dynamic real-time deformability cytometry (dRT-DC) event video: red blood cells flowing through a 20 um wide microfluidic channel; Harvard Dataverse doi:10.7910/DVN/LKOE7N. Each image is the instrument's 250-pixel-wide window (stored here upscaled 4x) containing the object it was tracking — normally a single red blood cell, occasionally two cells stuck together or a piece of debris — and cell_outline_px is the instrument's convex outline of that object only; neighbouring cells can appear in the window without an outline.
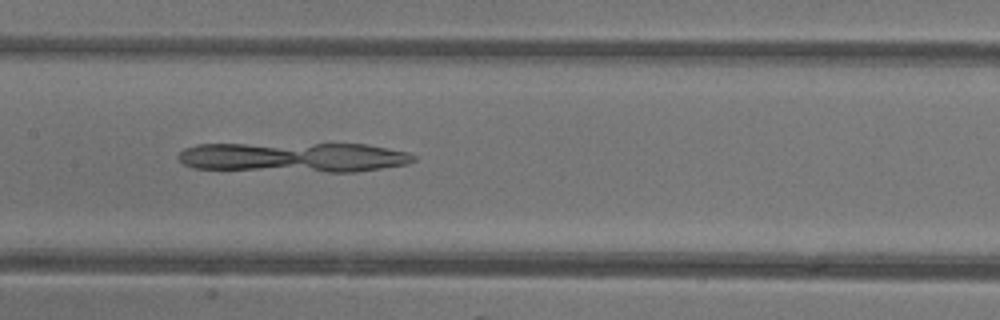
{"species": "common noctule bat (a hibernating species)", "species_latin": "Nyctalus noctula", "temperature_condition": "warm", "stored_images_in_passage": 33, "camera_frame_rate_fps": 3000, "um_per_image_px": 0.085, "animal": {"sex": "female"}, "frame": {"image": 1, "passage_image": 10, "time_ms": 3.0, "image_size_px": [1000, 320], "cell_outline_px": [[416, 160], [408, 164], [356, 172], [328, 172], [192, 168], [184, 164], [176, 156], [184, 148], [200, 144], [364, 144], [408, 152], [416, 156]], "centroid_in_image_um": [24.98, 13.37], "position_along_channel_um": 182.4, "area_um2": 40.92}}